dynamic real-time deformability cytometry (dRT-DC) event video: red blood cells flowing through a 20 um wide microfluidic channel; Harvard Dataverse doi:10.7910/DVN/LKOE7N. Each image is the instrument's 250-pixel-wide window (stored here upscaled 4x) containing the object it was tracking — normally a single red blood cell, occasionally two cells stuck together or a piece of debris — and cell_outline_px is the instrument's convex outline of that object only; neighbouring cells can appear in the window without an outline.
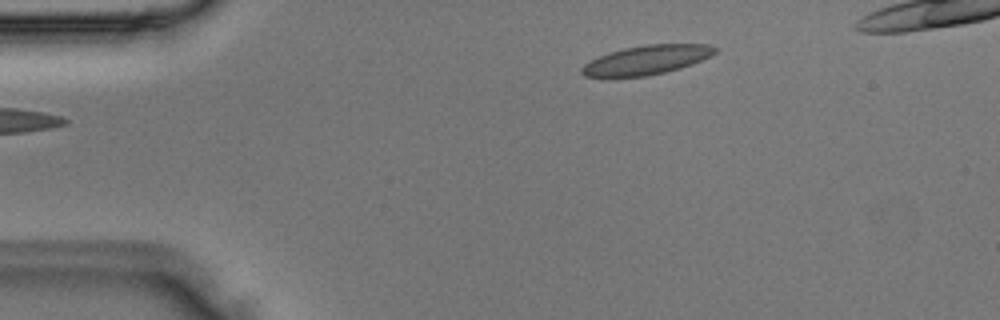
{"species": "Egyptian fruit bat (a non-hibernating species)", "species_latin": "Rousettus aegyptiacus", "temperature_condition": "room temperature", "stored_images_in_passage": 2, "camera_frame_rate_fps": 3000, "um_per_image_px": 0.085, "animal": {"sex": "male"}, "frame": {"image": 1, "passage_image": 2, "time_ms": 0.333, "image_size_px": [1000, 320], "cell_outline_px": [[720, 48], [712, 56], [692, 64], [680, 68], [648, 76], [608, 80], [584, 76], [580, 72], [580, 68], [584, 64], [608, 52], [624, 48], [644, 44], [708, 44]], "centroid_in_image_um": [54.9, 5.13], "position_along_channel_um": 30.1, "area_um2": 23.52}}